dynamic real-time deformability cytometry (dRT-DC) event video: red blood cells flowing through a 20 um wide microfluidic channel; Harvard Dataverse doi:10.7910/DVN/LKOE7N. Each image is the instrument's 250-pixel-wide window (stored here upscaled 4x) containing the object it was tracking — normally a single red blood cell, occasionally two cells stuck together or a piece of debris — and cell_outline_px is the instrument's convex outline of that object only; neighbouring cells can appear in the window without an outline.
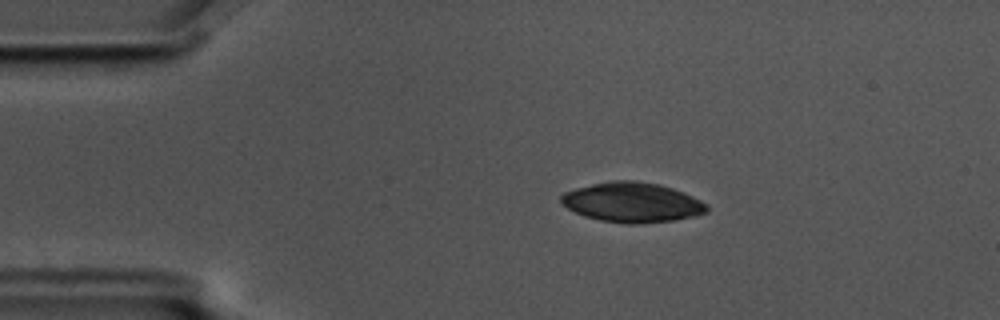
{"species": "common noctule bat (a hibernating species)", "species_latin": "Nyctalus noctula", "temperature_condition": "cold", "stored_images_in_passage": 8, "camera_frame_rate_fps": 3000, "um_per_image_px": 0.085, "animal": {"sex": "male", "body_mass_g": 17.5, "forearm_length_mm": 52.3}, "frame": {"image": 1, "passage_image": 3, "time_ms": 0.667, "image_size_px": [1000, 320], "cell_outline_px": [[708, 212], [692, 216], [672, 220], [640, 224], [628, 224], [600, 220], [584, 216], [568, 208], [560, 200], [560, 196], [564, 192], [576, 188], [592, 184], [612, 180], [636, 180], [660, 184], [684, 192], [708, 204]], "centroid_in_image_um": [53.74, 17.19], "position_along_channel_um": 31.3, "area_um2": 33.81}}